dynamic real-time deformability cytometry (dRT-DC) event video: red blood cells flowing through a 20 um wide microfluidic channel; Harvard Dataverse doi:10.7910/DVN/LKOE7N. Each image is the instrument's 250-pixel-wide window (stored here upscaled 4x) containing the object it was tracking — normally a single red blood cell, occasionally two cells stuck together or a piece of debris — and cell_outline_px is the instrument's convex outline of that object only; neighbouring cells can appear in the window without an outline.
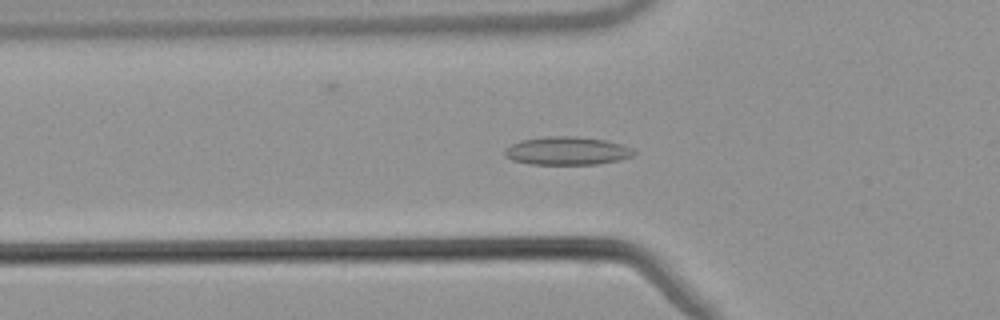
{"species": "common noctule bat (a hibernating species)", "species_latin": "Nyctalus noctula", "temperature_condition": "warm", "stored_images_in_passage": 40, "camera_frame_rate_fps": 3000, "um_per_image_px": 0.085, "animal": {"sex": "male", "body_mass_g": 21.5, "forearm_length_mm": 52.0}, "frame": {"image": 1, "passage_image": 11, "time_ms": 3.333, "image_size_px": [1000, 320], "cell_outline_px": [[636, 152], [632, 156], [620, 160], [600, 164], [532, 164], [512, 160], [504, 156], [504, 148], [520, 140], [544, 136], [576, 136], [604, 140], [620, 144], [632, 148]], "centroid_in_image_um": [48.17, 12.82], "position_along_channel_um": 77.6, "area_um2": 21.33}}
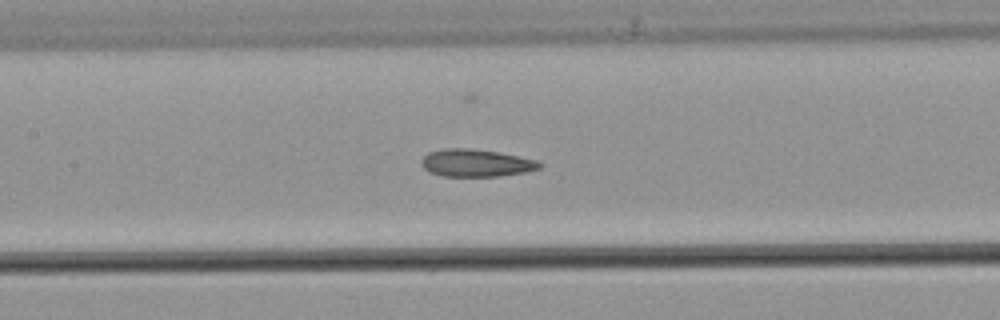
{"frame": {"image": 2, "passage_image": 18, "time_ms": 5.667, "image_size_px": [1000, 320], "cell_outline_px": [[544, 164], [540, 168], [528, 172], [500, 176], [444, 176], [428, 172], [420, 164], [420, 160], [428, 152], [444, 148], [468, 148], [496, 152], [536, 160]], "centroid_in_image_um": [40.44, 13.86], "position_along_channel_um": 167.0, "area_um2": 18.96}}
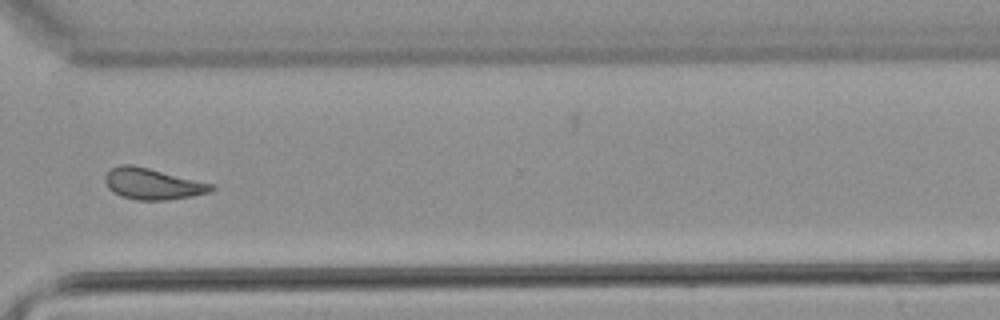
{"frame": {"image": 3, "passage_image": 33, "time_ms": 10.667, "image_size_px": [1000, 320], "cell_outline_px": [[216, 188], [208, 192], [192, 196], [168, 200], [136, 200], [120, 196], [112, 192], [108, 188], [104, 180], [104, 176], [112, 168], [120, 164], [132, 164], [216, 184]], "centroid_in_image_um": [12.97, 15.63], "position_along_channel_um": 357.6, "area_um2": 19.54}, "authors_computed_cell_mechanics": {"area_um2": 19.3341, "velocity_mm_per_s": 3.8149, "shape_relaxation_time_tau1_ms": null, "shape_relaxation_time_tau2_ms": 4.1824, "deformation_change_tau1": null, "deformation_change_tau2": 0.1079}}